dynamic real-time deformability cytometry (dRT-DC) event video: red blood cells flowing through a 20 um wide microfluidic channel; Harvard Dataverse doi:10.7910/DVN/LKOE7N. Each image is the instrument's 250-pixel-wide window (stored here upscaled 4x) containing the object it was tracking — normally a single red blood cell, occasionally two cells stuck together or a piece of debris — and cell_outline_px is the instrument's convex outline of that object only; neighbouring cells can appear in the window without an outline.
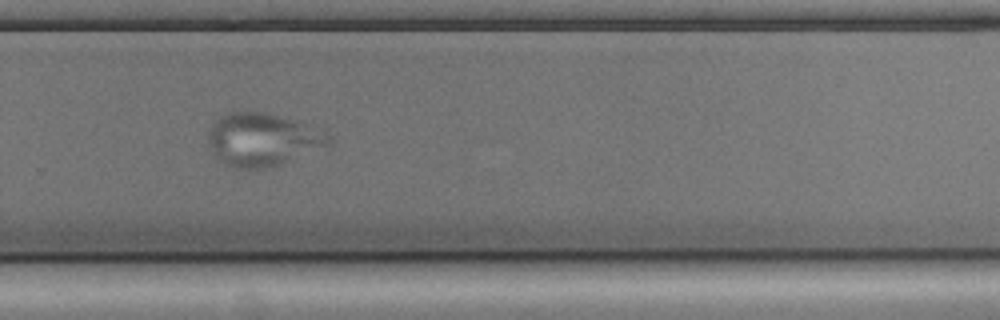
{"species": "common noctule bat (a hibernating species)", "species_latin": "Nyctalus noctula", "temperature_condition": "cold", "stored_images_in_passage": 54, "camera_frame_rate_fps": 3000, "um_per_image_px": 0.085, "animal": {"sex": "male", "body_mass_g": 17.9, "forearm_length_mm": 54.2}, "frame": {"image": 1, "passage_image": 36, "time_ms": 11.667, "image_size_px": [1000, 320], "cell_outline_px": [[332, 144], [280, 164], [264, 168], [240, 168], [228, 164], [220, 160], [216, 156], [208, 144], [208, 132], [212, 124], [220, 116], [228, 112], [264, 112], [296, 120], [328, 136], [332, 140]], "centroid_in_image_um": [22.27, 11.85], "position_along_channel_um": 307.5, "area_um2": 36.41}}